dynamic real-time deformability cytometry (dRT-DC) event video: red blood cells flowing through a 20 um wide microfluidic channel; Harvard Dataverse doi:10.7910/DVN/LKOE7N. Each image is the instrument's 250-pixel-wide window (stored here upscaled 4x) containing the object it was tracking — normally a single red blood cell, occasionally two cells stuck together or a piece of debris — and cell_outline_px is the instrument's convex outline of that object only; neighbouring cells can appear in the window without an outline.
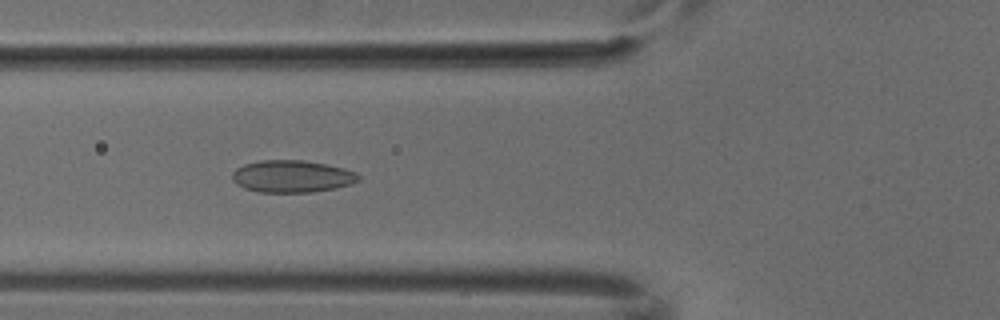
{"species": "common noctule bat (a hibernating species)", "species_latin": "Nyctalus noctula", "temperature_condition": "cold", "stored_images_in_passage": 9, "camera_frame_rate_fps": 3000, "um_per_image_px": 0.085, "animal": {"sex": "male", "body_mass_g": 18.8}, "frame": {"image": 1, "passage_image": 6, "time_ms": 1.667, "image_size_px": [1000, 320], "cell_outline_px": [[360, 180], [352, 184], [336, 188], [312, 192], [256, 192], [244, 188], [236, 184], [232, 180], [232, 172], [236, 168], [244, 164], [260, 160], [304, 160], [324, 164], [356, 172], [360, 176]], "centroid_in_image_um": [24.79, 15.0], "position_along_channel_um": 101.0, "area_um2": 23.76}}
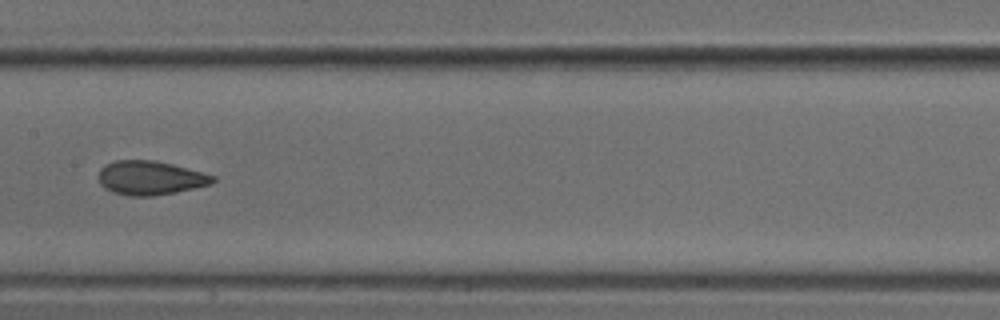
{"frame": {"image": 2, "passage_image": 8, "time_ms": 2.333, "image_size_px": [1000, 320], "cell_outline_px": [[216, 180], [212, 184], [176, 192], [152, 196], [128, 196], [112, 192], [104, 188], [100, 184], [100, 168], [104, 164], [116, 160], [152, 160], [172, 164], [216, 176]], "centroid_in_image_um": [12.77, 15.12], "position_along_channel_um": 194.6, "area_um2": 22.66}}
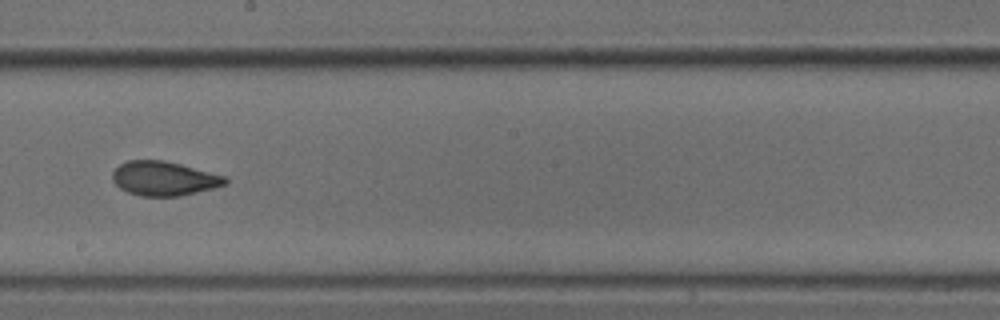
{"frame": {"image": 3, "passage_image": 9, "time_ms": 2.667, "image_size_px": [1000, 320], "cell_outline_px": [[228, 180], [224, 184], [212, 188], [196, 192], [176, 196], [140, 196], [128, 192], [120, 188], [112, 180], [112, 172], [120, 164], [128, 160], [164, 160], [228, 176]], "centroid_in_image_um": [13.92, 15.16], "position_along_channel_um": 234.3, "area_um2": 22.43}}